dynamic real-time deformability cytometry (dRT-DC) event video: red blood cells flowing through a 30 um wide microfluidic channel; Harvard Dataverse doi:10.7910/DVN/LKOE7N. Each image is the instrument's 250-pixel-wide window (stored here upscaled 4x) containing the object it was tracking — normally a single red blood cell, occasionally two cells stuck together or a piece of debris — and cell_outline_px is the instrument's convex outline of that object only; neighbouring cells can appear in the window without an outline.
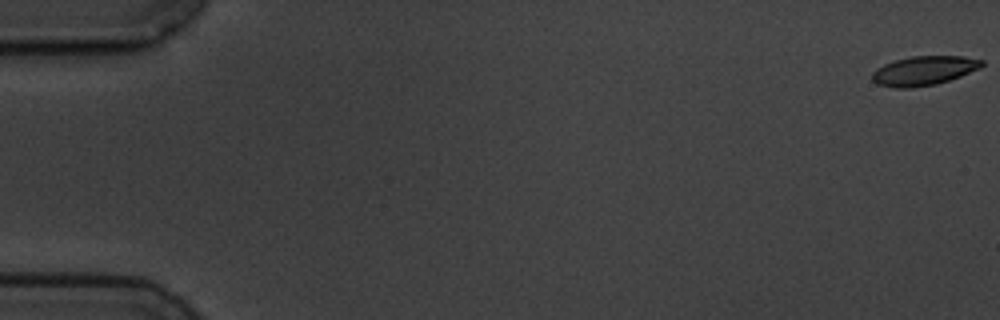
{"species": "common noctule bat (a hibernating species)", "species_latin": "Nyctalus noctula", "temperature_condition": "cold", "stored_images_in_passage": 3, "camera_frame_rate_fps": 3000, "um_per_image_px": 0.085, "animal": {"sex": "male", "body_mass_g": 19.5, "forearm_length_mm": 54.6}, "frame": {"image": 1, "passage_image": 1, "time_ms": 0.0, "image_size_px": [1000, 320], "cell_outline_px": [[984, 64], [980, 68], [960, 76], [936, 84], [912, 88], [892, 88], [876, 84], [872, 80], [872, 72], [876, 68], [884, 64], [896, 60], [912, 56], [964, 56], [984, 60]], "centroid_in_image_um": [78.51, 6.01], "position_along_channel_um": 6.5, "area_um2": 18.79}}